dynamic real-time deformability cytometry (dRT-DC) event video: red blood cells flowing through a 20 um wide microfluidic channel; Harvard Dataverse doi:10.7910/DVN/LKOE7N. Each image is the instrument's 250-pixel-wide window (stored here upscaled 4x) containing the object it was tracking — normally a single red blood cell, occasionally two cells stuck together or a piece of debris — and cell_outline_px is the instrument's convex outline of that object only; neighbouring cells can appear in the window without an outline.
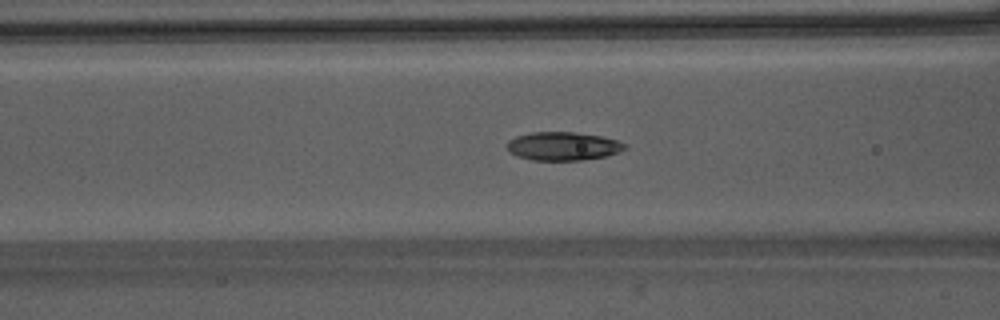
{"species": "Egyptian fruit bat (a non-hibernating species)", "species_latin": "Rousettus aegyptiacus", "temperature_condition": "warm", "stored_images_in_passage": 52, "camera_frame_rate_fps": 3000, "um_per_image_px": 0.085, "animal": {"sex": "male"}, "frame": {"image": 1, "passage_image": 23, "time_ms": 7.333, "image_size_px": [1000, 320], "cell_outline_px": [[628, 148], [620, 152], [604, 156], [584, 160], [532, 160], [516, 156], [508, 152], [508, 140], [516, 136], [532, 132], [576, 132], [604, 136], [628, 144]], "centroid_in_image_um": [47.89, 12.42], "position_along_channel_um": 118.7, "area_um2": 19.77}}
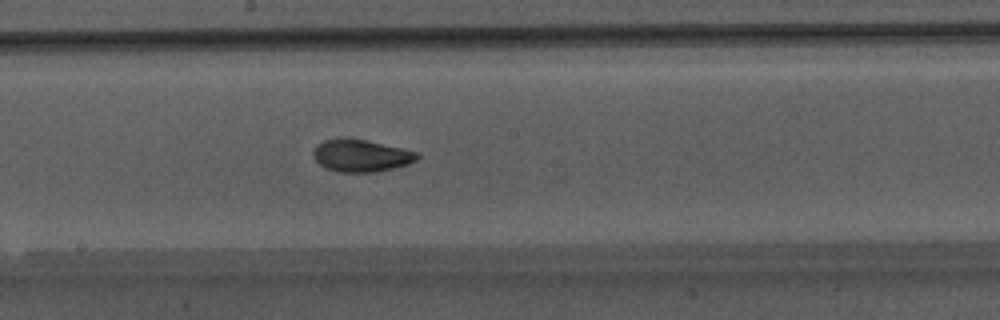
{"frame": {"image": 2, "passage_image": 30, "time_ms": 9.667, "image_size_px": [1000, 320], "cell_outline_px": [[420, 156], [416, 160], [408, 164], [376, 172], [340, 172], [324, 168], [312, 156], [312, 152], [316, 144], [324, 140], [340, 136], [344, 136], [364, 140], [400, 148], [416, 152]], "centroid_in_image_um": [30.61, 13.21], "position_along_channel_um": 217.6, "area_um2": 19.65}, "authors_computed_cell_mechanics": {"area_um2": 19.2763, "velocity_mm_per_s": 4.2306, "shape_relaxation_time_tau1_ms": 3.3431, "shape_relaxation_time_tau2_ms": 1.362, "deformation_change_tau1": 0.1559, "deformation_change_tau2": 0.0699}}